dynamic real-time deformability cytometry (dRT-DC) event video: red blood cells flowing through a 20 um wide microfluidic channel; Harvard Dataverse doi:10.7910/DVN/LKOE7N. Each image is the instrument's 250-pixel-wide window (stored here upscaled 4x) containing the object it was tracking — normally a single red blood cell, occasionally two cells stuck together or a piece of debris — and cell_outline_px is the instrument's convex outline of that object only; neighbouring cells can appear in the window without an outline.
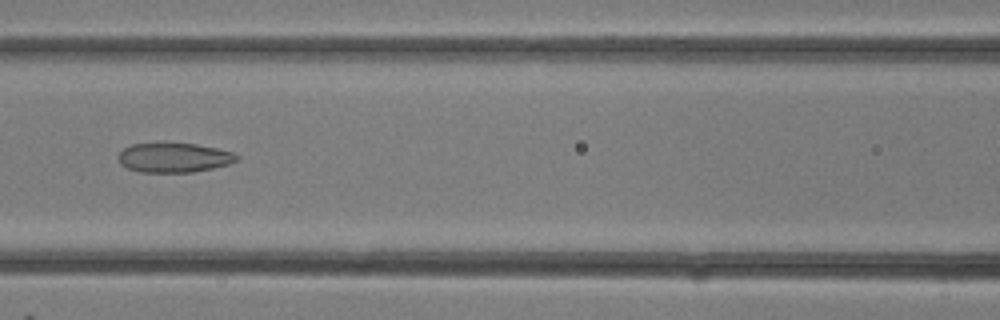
{"species": "common noctule bat (a hibernating species)", "species_latin": "Nyctalus noctula", "temperature_condition": "room temperature", "stored_images_in_passage": 23, "camera_frame_rate_fps": 3000, "um_per_image_px": 0.085, "animal": {"sex": "female"}, "frame": {"image": 1, "passage_image": 5, "time_ms": 1.333, "image_size_px": [1000, 320], "cell_outline_px": [[240, 156], [236, 160], [228, 164], [212, 168], [192, 172], [140, 172], [128, 168], [120, 164], [120, 152], [124, 148], [132, 144], [164, 140], [196, 144], [216, 148], [232, 152]], "centroid_in_image_um": [14.76, 13.35], "position_along_channel_um": 151.8, "area_um2": 20.87}}
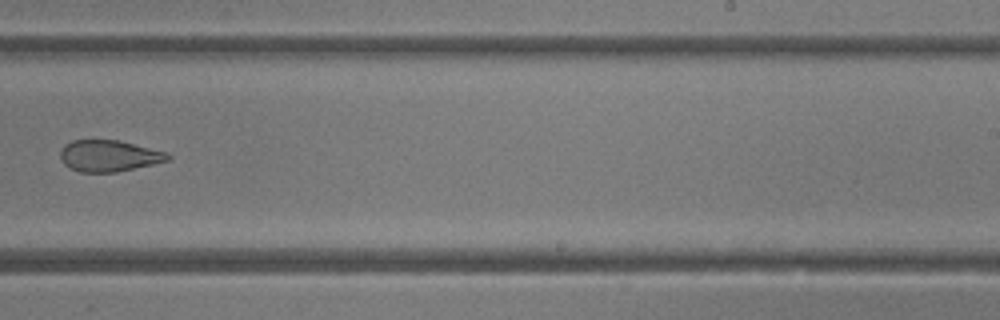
{"frame": {"image": 2, "passage_image": 11, "time_ms": 3.333, "image_size_px": [1000, 320], "cell_outline_px": [[172, 156], [168, 160], [152, 164], [116, 172], [80, 172], [64, 164], [60, 160], [60, 152], [64, 144], [72, 140], [120, 140], [164, 152]], "centroid_in_image_um": [9.21, 13.24], "position_along_channel_um": 279.8, "area_um2": 19.48}}
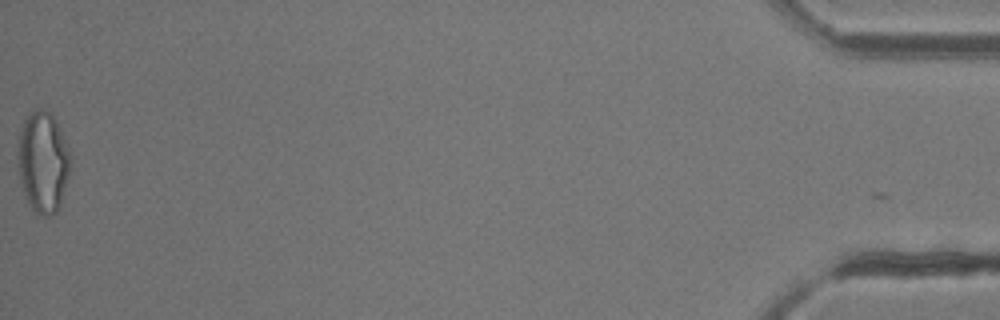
{"frame": {"image": 3, "passage_image": 23, "time_ms": 7.333, "image_size_px": [1000, 320], "cell_outline_px": [[72, 160], [68, 176], [60, 204], [56, 212], [48, 216], [36, 216], [20, 184], [16, 152], [20, 132], [24, 120], [28, 112], [32, 108], [44, 108], [56, 120], [68, 144]], "centroid_in_image_um": [3.64, 13.73], "position_along_channel_um": 431.6, "area_um2": 31.56}}